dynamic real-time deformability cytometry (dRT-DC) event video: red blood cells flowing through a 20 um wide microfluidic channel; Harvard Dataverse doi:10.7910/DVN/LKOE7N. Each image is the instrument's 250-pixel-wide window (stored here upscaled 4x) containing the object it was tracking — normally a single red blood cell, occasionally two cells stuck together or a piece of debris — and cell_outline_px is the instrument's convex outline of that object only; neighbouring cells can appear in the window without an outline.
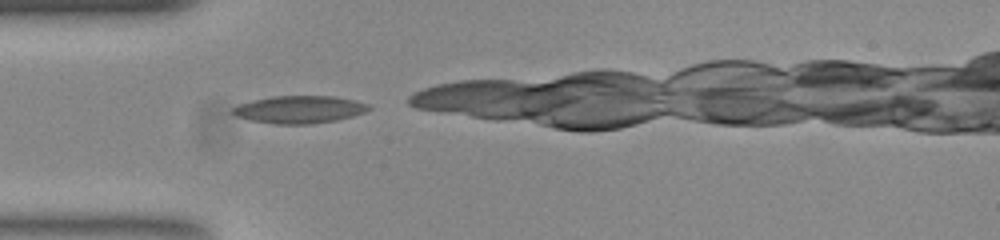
{"species": "common noctule bat (a hibernating species)", "species_latin": "Nyctalus noctula", "temperature_condition": "room temperature", "stored_images_in_passage": 26, "camera_frame_rate_fps": 3000, "um_per_image_px": 0.085, "animal": {"sex": "female", "body_mass_g": 23.0, "forearm_length_mm": 53.4}, "frame": {"image": 1, "passage_image": 1, "time_ms": 0.0, "image_size_px": [1000, 240], "cell_outline_px": [[372, 108], [364, 112], [352, 116], [336, 120], [312, 124], [276, 124], [252, 120], [236, 116], [232, 112], [232, 108], [240, 104], [252, 100], [272, 96], [332, 96], [356, 100], [368, 104]], "centroid_in_image_um": [25.46, 9.3], "position_along_channel_um": 59.5, "area_um2": 21.73}}
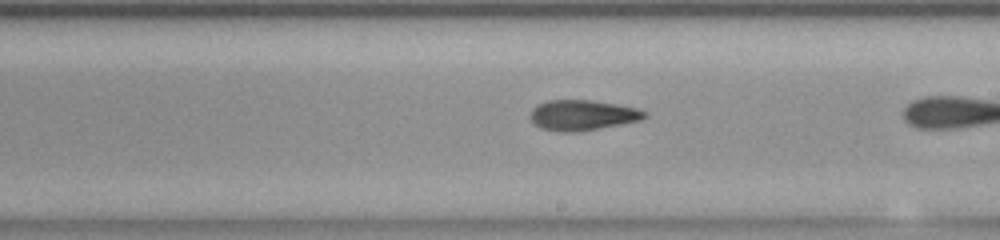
{"frame": {"image": 2, "passage_image": 15, "time_ms": 4.667, "image_size_px": [1000, 240], "cell_outline_px": [[648, 116], [640, 120], [576, 132], [560, 132], [540, 128], [532, 120], [532, 108], [536, 104], [548, 100], [592, 100], [636, 108], [648, 112]], "centroid_in_image_um": [49.5, 9.78], "position_along_channel_um": 239.5, "area_um2": 20.0}}